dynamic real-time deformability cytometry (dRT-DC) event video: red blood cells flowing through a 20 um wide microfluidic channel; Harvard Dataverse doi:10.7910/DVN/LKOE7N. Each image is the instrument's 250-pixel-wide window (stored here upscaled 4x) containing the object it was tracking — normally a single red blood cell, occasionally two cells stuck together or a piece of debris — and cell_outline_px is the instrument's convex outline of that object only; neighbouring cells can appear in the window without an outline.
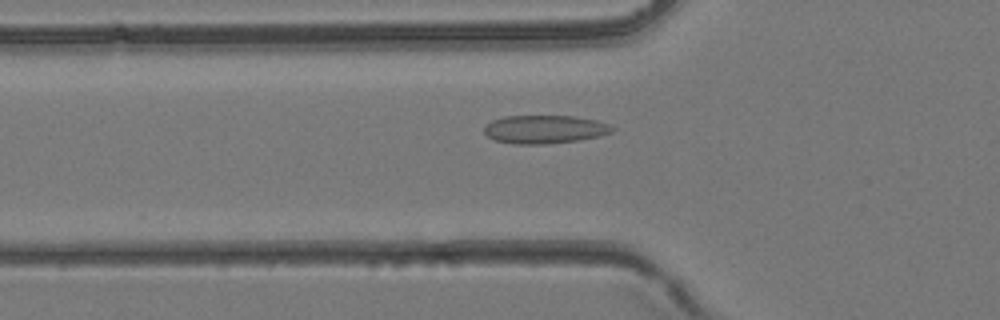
{"species": "common noctule bat (a hibernating species)", "species_latin": "Nyctalus noctula", "temperature_condition": "room temperature", "stored_images_in_passage": 24, "camera_frame_rate_fps": 3000, "um_per_image_px": 0.085, "animal": {"sex": "female", "body_mass_g": 24.6, "forearm_length_mm": 56.2}, "frame": {"image": 1, "passage_image": 4, "time_ms": 1.0, "image_size_px": [1000, 320], "cell_outline_px": [[616, 128], [612, 132], [600, 136], [580, 140], [544, 144], [516, 144], [496, 140], [488, 136], [484, 132], [484, 128], [492, 120], [504, 116], [572, 116], [596, 120], [608, 124]], "centroid_in_image_um": [46.32, 10.99], "position_along_channel_um": 79.5, "area_um2": 21.04}}
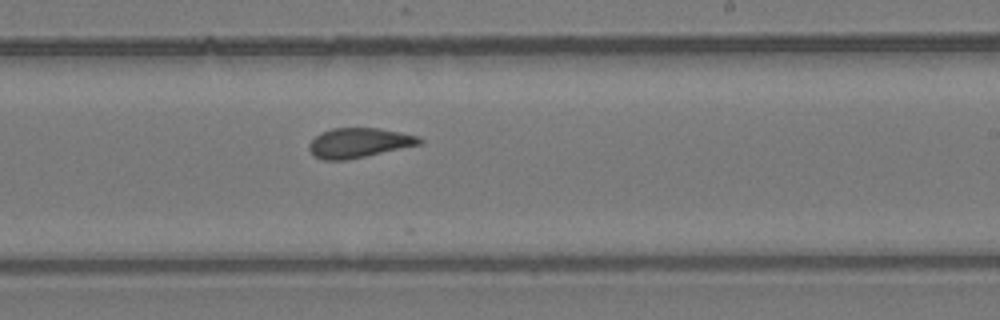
{"frame": {"image": 2, "passage_image": 15, "time_ms": 4.667, "image_size_px": [1000, 320], "cell_outline_px": [[424, 144], [344, 160], [324, 160], [312, 156], [308, 148], [308, 144], [316, 136], [332, 128], [380, 128], [420, 136], [424, 140]], "centroid_in_image_um": [30.54, 12.14], "position_along_channel_um": 258.5, "area_um2": 19.19}}
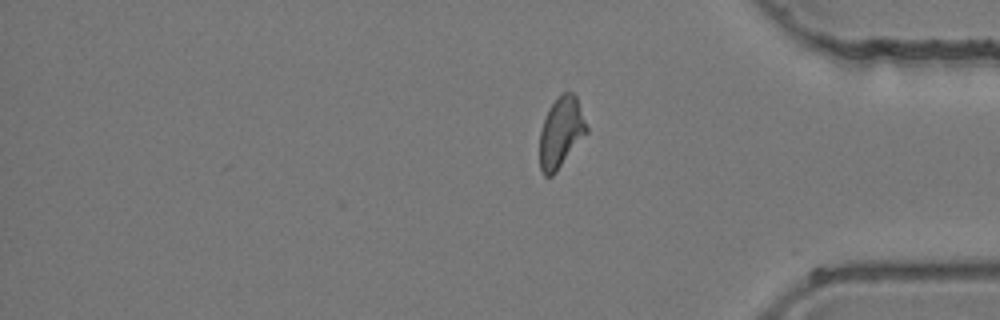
{"frame": {"image": 3, "passage_image": 24, "time_ms": 7.667, "image_size_px": [1000, 320], "cell_outline_px": [[588, 132], [556, 172], [552, 176], [544, 176], [540, 168], [540, 132], [548, 108], [564, 92], [572, 92], [576, 96], [588, 128]], "centroid_in_image_um": [47.68, 11.27], "position_along_channel_um": 387.5, "area_um2": 19.07}}